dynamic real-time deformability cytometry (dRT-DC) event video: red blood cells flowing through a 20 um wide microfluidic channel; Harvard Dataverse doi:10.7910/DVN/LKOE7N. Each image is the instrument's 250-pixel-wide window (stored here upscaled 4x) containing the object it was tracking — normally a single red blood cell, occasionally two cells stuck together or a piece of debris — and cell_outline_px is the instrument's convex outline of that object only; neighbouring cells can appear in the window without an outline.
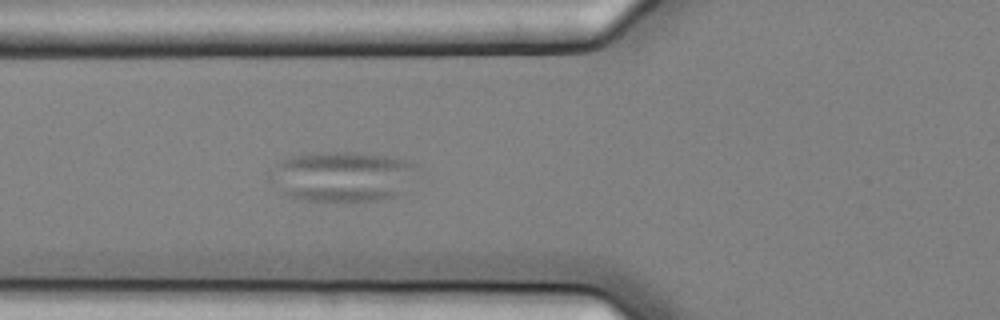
{"species": "common noctule bat (a hibernating species)", "species_latin": "Nyctalus noctula", "temperature_condition": "cold", "stored_images_in_passage": 6, "camera_frame_rate_fps": 3000, "um_per_image_px": 0.085, "animal": {"sex": "female", "body_mass_g": 25.1}, "frame": {"image": 1, "passage_image": 6, "time_ms": 1.667, "image_size_px": [1000, 320], "cell_outline_px": [[420, 168], [404, 192], [396, 196], [376, 200], [304, 200], [288, 196], [280, 192], [280, 160], [292, 156], [320, 152], [356, 152], [388, 156], [404, 160], [416, 164]], "centroid_in_image_um": [29.32, 14.99], "position_along_channel_um": 96.5, "area_um2": 41.67}}